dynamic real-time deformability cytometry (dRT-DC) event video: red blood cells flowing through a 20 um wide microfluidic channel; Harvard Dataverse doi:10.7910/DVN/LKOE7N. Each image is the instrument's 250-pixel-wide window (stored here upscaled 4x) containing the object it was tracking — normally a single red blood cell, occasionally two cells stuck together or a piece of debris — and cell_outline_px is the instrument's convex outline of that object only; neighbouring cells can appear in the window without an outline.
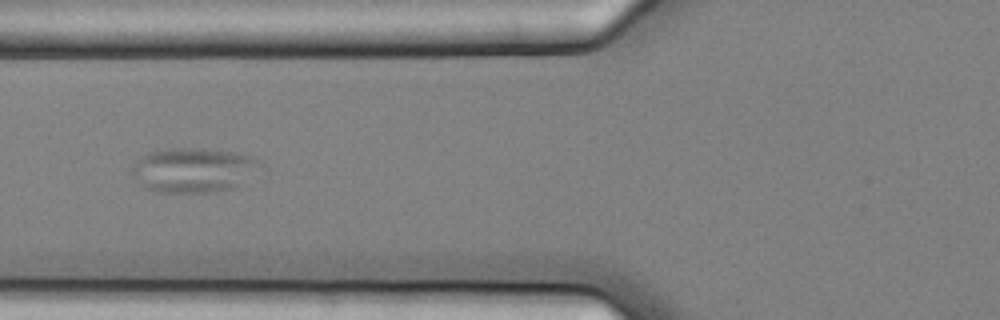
{"species": "common noctule bat (a hibernating species)", "species_latin": "Nyctalus noctula", "temperature_condition": "cold", "stored_images_in_passage": 9, "camera_frame_rate_fps": 3000, "um_per_image_px": 0.085, "animal": {"sex": "female", "body_mass_g": 25.1}, "frame": {"image": 1, "passage_image": 2, "time_ms": 0.333, "image_size_px": [1000, 320], "cell_outline_px": [[264, 164], [236, 188], [216, 192], [160, 192], [148, 188], [132, 172], [132, 168], [136, 160], [140, 156], [148, 152], [168, 148], [204, 148], [236, 152], [252, 156], [260, 160]], "centroid_in_image_um": [16.51, 14.43], "position_along_channel_um": 109.3, "area_um2": 33.35}}
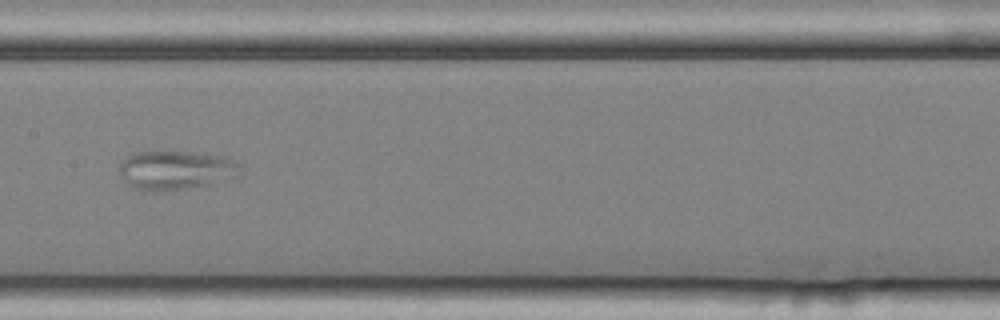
{"frame": {"image": 2, "passage_image": 4, "time_ms": 1.0, "image_size_px": [1000, 320], "cell_outline_px": [[244, 172], [240, 176], [212, 184], [188, 188], [152, 192], [144, 192], [132, 188], [120, 176], [120, 164], [128, 156], [136, 152], [164, 148], [196, 152], [220, 156], [232, 160], [240, 164]], "centroid_in_image_um": [14.95, 14.44], "position_along_channel_um": 192.5, "area_um2": 28.67}}
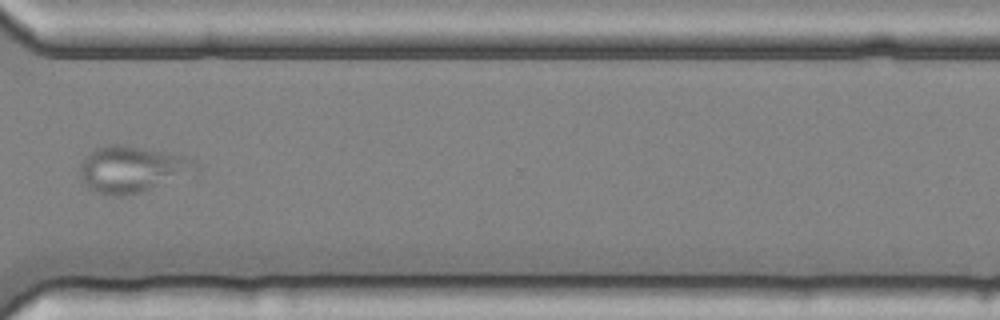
{"frame": {"image": 3, "passage_image": 8, "time_ms": 2.333, "image_size_px": [1000, 320], "cell_outline_px": [[200, 168], [140, 192], [120, 196], [116, 196], [96, 192], [88, 188], [80, 176], [80, 164], [96, 148], [108, 144], [120, 144], [184, 156], [196, 160], [200, 164]], "centroid_in_image_um": [11.18, 14.37], "position_along_channel_um": 359.4, "area_um2": 30.35}}